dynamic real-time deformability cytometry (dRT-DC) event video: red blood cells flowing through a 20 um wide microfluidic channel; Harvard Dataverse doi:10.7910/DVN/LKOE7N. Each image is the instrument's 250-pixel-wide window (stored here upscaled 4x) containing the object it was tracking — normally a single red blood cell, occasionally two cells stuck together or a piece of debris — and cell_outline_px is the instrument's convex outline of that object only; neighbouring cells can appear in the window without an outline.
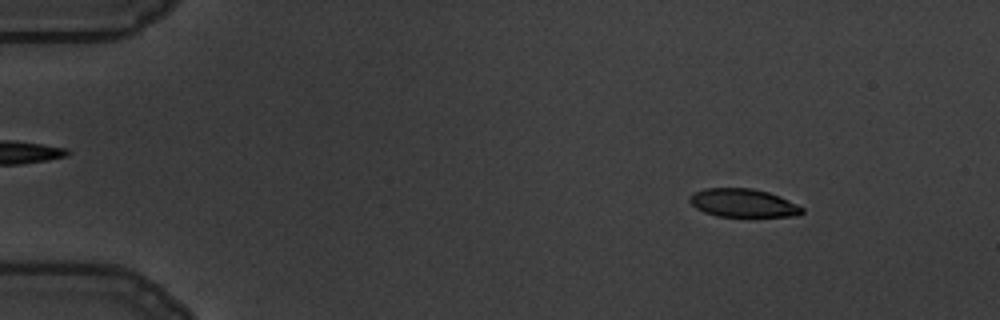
{"species": "common noctule bat (a hibernating species)", "species_latin": "Nyctalus noctula", "temperature_condition": "warm", "stored_images_in_passage": 59, "camera_frame_rate_fps": 3000, "um_per_image_px": 0.085, "animal": {"sex": "male", "body_mass_g": 19.5, "forearm_length_mm": 54.6}, "frame": {"image": 1, "passage_image": 8, "time_ms": 2.333, "image_size_px": [1000, 320], "cell_outline_px": [[804, 212], [796, 216], [716, 216], [704, 212], [696, 208], [688, 200], [696, 192], [704, 188], [752, 188], [768, 192], [780, 196], [804, 208]], "centroid_in_image_um": [63.18, 17.25], "position_along_channel_um": 21.8, "area_um2": 18.38}}
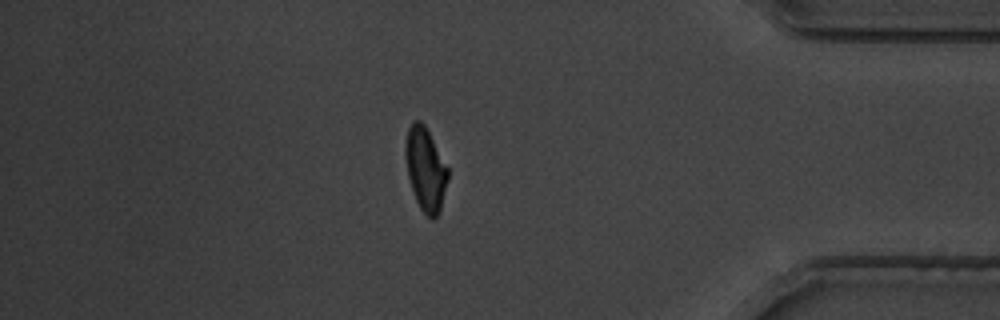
{"frame": {"image": 2, "passage_image": 51, "time_ms": 16.667, "image_size_px": [1000, 320], "cell_outline_px": [[448, 180], [440, 212], [432, 220], [420, 208], [416, 200], [408, 176], [404, 156], [404, 148], [408, 128], [412, 120], [420, 120], [424, 124], [448, 168]], "centroid_in_image_um": [36.15, 14.37], "position_along_channel_um": 399.0, "area_um2": 20.58}}
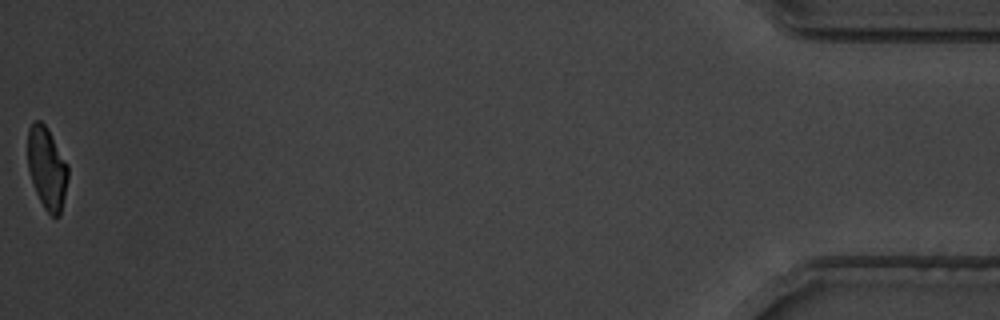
{"frame": {"image": 3, "passage_image": 59, "time_ms": 19.333, "image_size_px": [1000, 320], "cell_outline_px": [[68, 176], [60, 216], [52, 216], [44, 208], [36, 192], [28, 168], [28, 128], [32, 120], [40, 120], [48, 128], [68, 164]], "centroid_in_image_um": [3.99, 14.24], "position_along_channel_um": 431.2, "area_um2": 19.25}, "authors_computed_cell_mechanics": {"area_um2": 20.9236, "velocity_mm_per_s": 3.5064, "shape_relaxation_time_tau1_ms": 3.8146, "shape_relaxation_time_tau2_ms": 1.4695, "deformation_change_tau1": 0.143, "deformation_change_tau2": 0.0731}}